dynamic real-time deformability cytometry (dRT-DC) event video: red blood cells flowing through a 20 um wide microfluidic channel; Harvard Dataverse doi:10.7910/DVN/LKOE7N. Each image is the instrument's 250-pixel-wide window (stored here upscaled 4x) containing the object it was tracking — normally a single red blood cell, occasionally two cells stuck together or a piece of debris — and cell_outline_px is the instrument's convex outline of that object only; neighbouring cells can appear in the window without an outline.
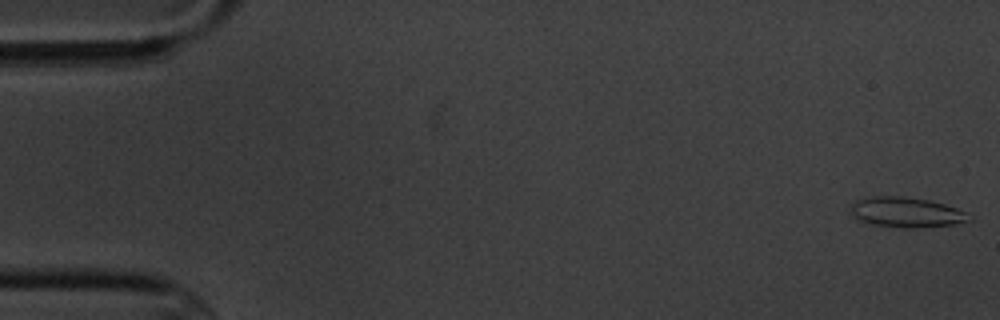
{"species": "common noctule bat (a hibernating species)", "species_latin": "Nyctalus noctula", "temperature_condition": "cold", "stored_images_in_passage": 15, "camera_frame_rate_fps": 3000, "um_per_image_px": 0.085, "animal": {"sex": "male", "body_mass_g": 20.1, "forearm_length_mm": 53.5}, "frame": {"image": 1, "passage_image": 1, "time_ms": 0.0, "image_size_px": [1000, 320], "cell_outline_px": [[972, 220], [952, 224], [920, 228], [904, 228], [872, 224], [856, 216], [852, 212], [848, 204], [856, 200], [876, 196], [900, 196], [928, 200], [944, 204], [956, 208], [972, 216]], "centroid_in_image_um": [77.06, 18.04], "position_along_channel_um": 7.9, "area_um2": 20.52}}
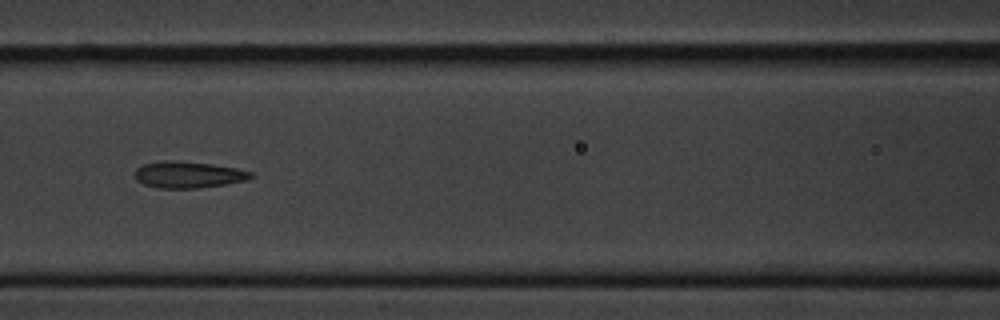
{"frame": {"image": 2, "passage_image": 7, "time_ms": 8.0, "image_size_px": [1000, 320], "cell_outline_px": [[252, 176], [248, 180], [200, 188], [156, 188], [144, 184], [136, 180], [132, 176], [136, 168], [144, 164], [164, 160], [172, 160], [212, 164], [236, 168], [252, 172]], "centroid_in_image_um": [15.95, 14.85], "position_along_channel_um": 150.7, "area_um2": 18.03}}
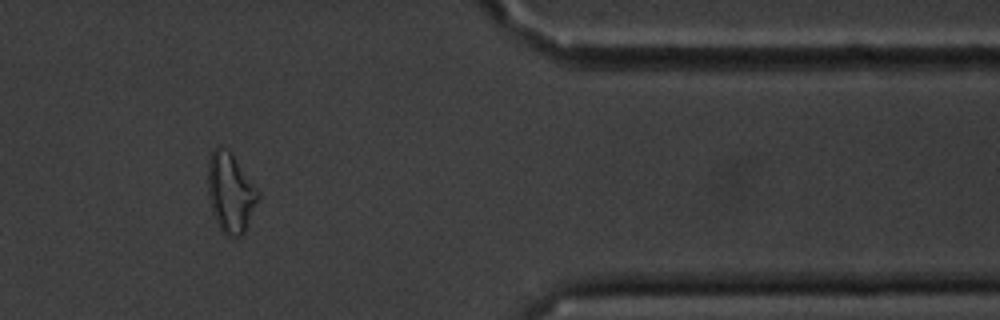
{"frame": {"image": 3, "passage_image": 13, "time_ms": 15.667, "image_size_px": [1000, 320], "cell_outline_px": [[260, 200], [244, 232], [240, 236], [228, 236], [220, 228], [216, 220], [208, 196], [208, 160], [212, 152], [220, 144], [232, 156], [260, 192]], "centroid_in_image_um": [19.61, 16.4], "position_along_channel_um": 391.8, "area_um2": 22.83}, "authors_computed_cell_mechanics": {"area_um2": 18.5538, "velocity_mm_per_s": 3.4473, "shape_relaxation_time_tau1_ms": 3.9236, "shape_relaxation_time_tau2_ms": 3.4526, "deformation_change_tau1": 0.1263, "deformation_change_tau2": 0.0805}}